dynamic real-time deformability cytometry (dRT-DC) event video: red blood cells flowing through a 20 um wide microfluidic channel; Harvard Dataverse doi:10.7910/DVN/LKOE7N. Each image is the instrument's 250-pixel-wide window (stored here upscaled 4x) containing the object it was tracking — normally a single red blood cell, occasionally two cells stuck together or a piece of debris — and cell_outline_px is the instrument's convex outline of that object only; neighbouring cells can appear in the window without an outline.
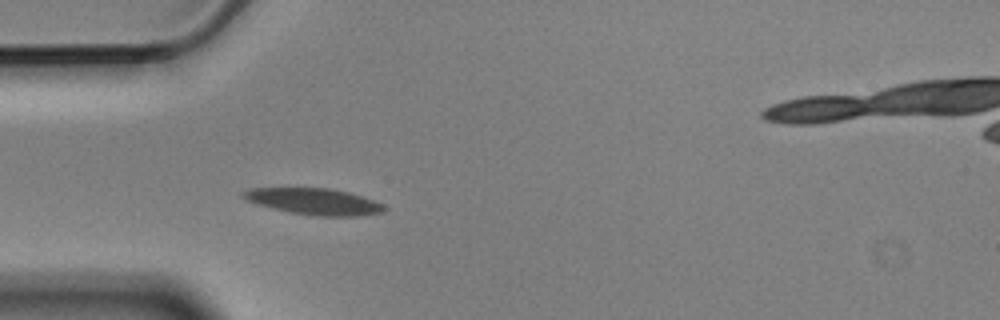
{"species": "Egyptian fruit bat (a non-hibernating species)", "species_latin": "Rousettus aegyptiacus", "temperature_condition": "cold", "stored_images_in_passage": 3, "camera_frame_rate_fps": 3000, "um_per_image_px": 0.085, "animal": {"sex": "male"}, "frame": {"image": 1, "passage_image": 3, "time_ms": 0.667, "image_size_px": [1000, 320], "cell_outline_px": [[388, 208], [384, 212], [360, 216], [316, 216], [288, 212], [244, 200], [240, 196], [240, 192], [248, 188], [328, 188], [348, 192], [384, 204]], "centroid_in_image_um": [26.67, 17.13], "position_along_channel_um": 58.3, "area_um2": 21.79}}